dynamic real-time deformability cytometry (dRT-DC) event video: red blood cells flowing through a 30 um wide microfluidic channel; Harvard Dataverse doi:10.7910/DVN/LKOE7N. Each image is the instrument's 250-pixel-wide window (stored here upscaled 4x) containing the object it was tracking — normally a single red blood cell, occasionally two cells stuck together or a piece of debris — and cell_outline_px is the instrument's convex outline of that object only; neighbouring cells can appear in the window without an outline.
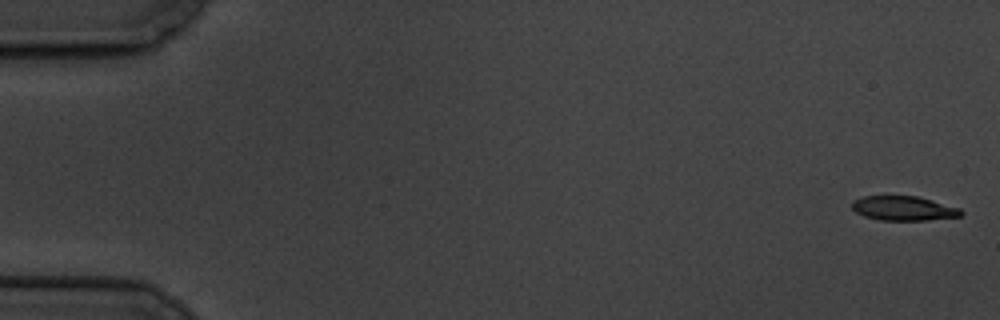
{"species": "common noctule bat (a hibernating species)", "species_latin": "Nyctalus noctula", "temperature_condition": "cold", "stored_images_in_passage": 6, "segment_of_instrument_passage": [1, 2], "camera_frame_rate_fps": 3000, "um_per_image_px": 0.085, "animal": {"sex": "male", "body_mass_g": 19.5, "forearm_length_mm": 54.6}, "frame": {"image": 1, "passage_image": 1, "time_ms": 0.0, "image_size_px": [1000, 320], "cell_outline_px": [[964, 212], [960, 216], [928, 220], [880, 220], [864, 216], [856, 212], [852, 208], [852, 200], [864, 196], [916, 196], [960, 208]], "centroid_in_image_um": [76.79, 17.71], "position_along_channel_um": 8.2, "area_um2": 15.43}}